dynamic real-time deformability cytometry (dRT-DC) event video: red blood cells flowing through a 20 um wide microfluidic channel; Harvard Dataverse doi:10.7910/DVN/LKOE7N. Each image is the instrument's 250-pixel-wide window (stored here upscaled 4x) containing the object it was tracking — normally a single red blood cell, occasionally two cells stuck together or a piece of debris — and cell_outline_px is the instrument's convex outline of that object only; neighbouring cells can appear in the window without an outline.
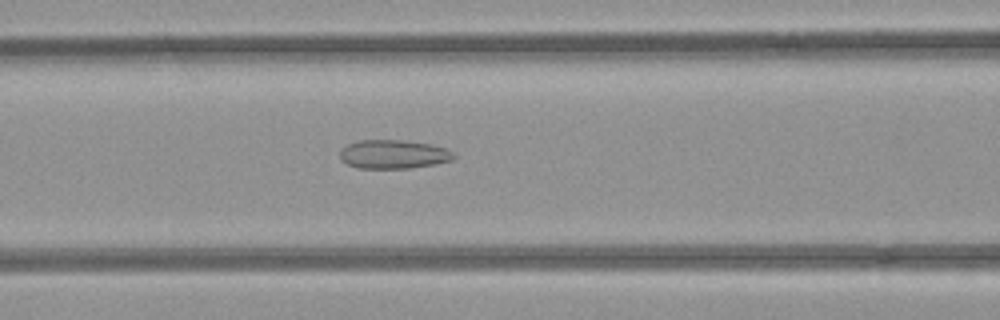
{"species": "common noctule bat (a hibernating species)", "species_latin": "Nyctalus noctula", "temperature_condition": "room temperature", "stored_images_in_passage": 43, "camera_frame_rate_fps": 3000, "um_per_image_px": 0.085, "animal": {"sex": "female", "body_mass_g": 21.9}, "frame": {"image": 1, "passage_image": 22, "time_ms": 7.0, "image_size_px": [1000, 320], "cell_outline_px": [[456, 156], [452, 160], [436, 164], [412, 168], [360, 168], [348, 164], [340, 160], [340, 152], [348, 144], [360, 140], [404, 140], [428, 144], [444, 148], [452, 152]], "centroid_in_image_um": [33.45, 13.12], "position_along_channel_um": 133.2, "area_um2": 18.96}}
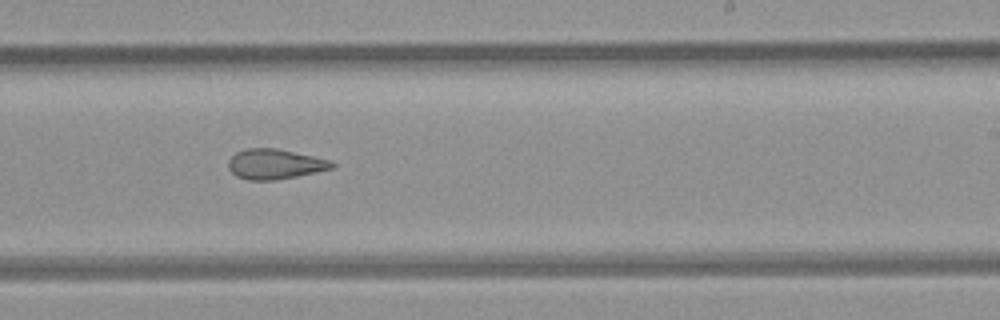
{"frame": {"image": 2, "passage_image": 32, "time_ms": 10.333, "image_size_px": [1000, 320], "cell_outline_px": [[336, 164], [332, 168], [296, 176], [272, 180], [248, 180], [236, 176], [228, 168], [228, 160], [236, 152], [244, 148], [276, 148], [312, 156], [328, 160]], "centroid_in_image_um": [23.3, 13.94], "position_along_channel_um": 265.7, "area_um2": 17.92}}
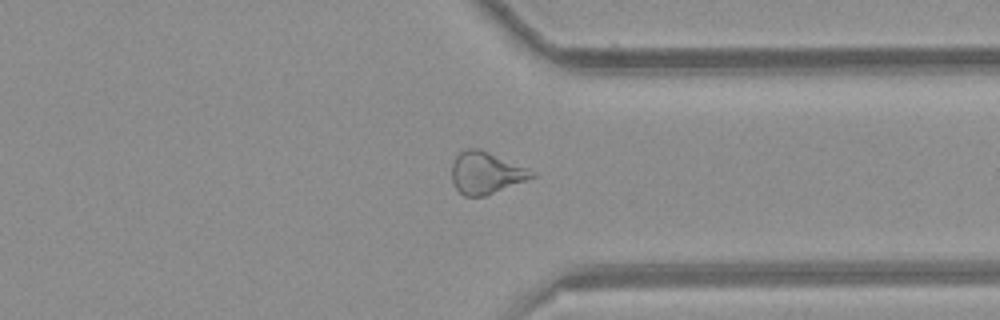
{"frame": {"image": 3, "passage_image": 40, "time_ms": 13.0, "image_size_px": [1000, 320], "cell_outline_px": [[536, 176], [484, 196], [464, 196], [456, 188], [452, 180], [452, 164], [456, 156], [464, 148], [480, 148], [536, 172]], "centroid_in_image_um": [41.28, 14.68], "position_along_channel_um": 370.1, "area_um2": 19.36}}